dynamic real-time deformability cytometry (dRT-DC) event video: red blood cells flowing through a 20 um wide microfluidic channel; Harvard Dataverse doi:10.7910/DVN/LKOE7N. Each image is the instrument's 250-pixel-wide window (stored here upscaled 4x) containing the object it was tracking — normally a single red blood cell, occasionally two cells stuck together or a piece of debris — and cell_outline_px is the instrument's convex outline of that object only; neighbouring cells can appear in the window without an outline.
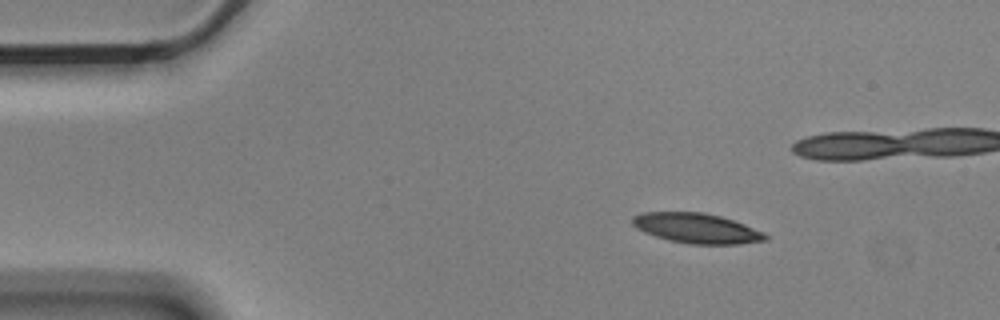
{"species": "Egyptian fruit bat (a non-hibernating species)", "species_latin": "Rousettus aegyptiacus", "temperature_condition": "cold", "stored_images_in_passage": 4, "camera_frame_rate_fps": 3000, "um_per_image_px": 0.085, "animal": {"sex": "male"}, "frame": {"image": 1, "passage_image": 1, "time_ms": 0.0, "image_size_px": [1000, 320], "cell_outline_px": [[768, 240], [740, 244], [688, 244], [668, 240], [644, 232], [636, 228], [632, 224], [632, 216], [640, 212], [704, 212], [720, 216], [744, 224], [764, 232], [768, 236]], "centroid_in_image_um": [59.2, 19.4], "position_along_channel_um": 25.8, "area_um2": 23.35}}